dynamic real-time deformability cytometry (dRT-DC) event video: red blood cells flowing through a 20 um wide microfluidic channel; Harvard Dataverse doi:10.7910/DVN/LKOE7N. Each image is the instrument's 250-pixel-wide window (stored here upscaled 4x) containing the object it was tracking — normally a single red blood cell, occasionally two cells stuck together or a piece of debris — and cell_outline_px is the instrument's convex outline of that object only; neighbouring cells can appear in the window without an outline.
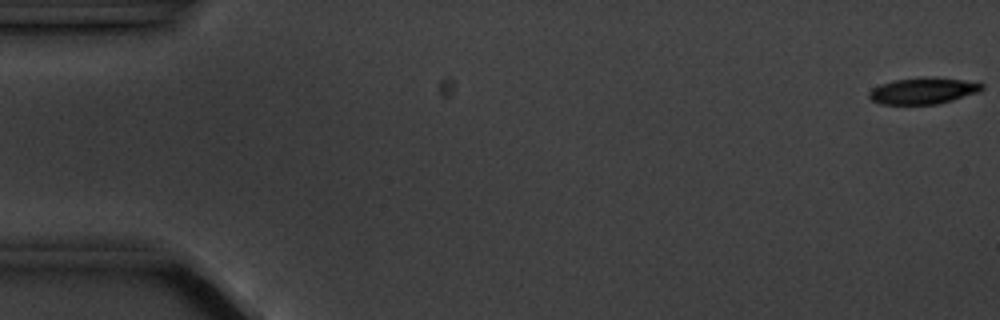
{"species": "common noctule bat (a hibernating species)", "species_latin": "Nyctalus noctula", "temperature_condition": "cold", "stored_images_in_passage": 8, "camera_frame_rate_fps": 3000, "um_per_image_px": 0.085, "animal": {"sex": "male", "body_mass_g": 20.1, "forearm_length_mm": 53.5}, "frame": {"image": 1, "passage_image": 1, "time_ms": 0.0, "image_size_px": [1000, 320], "cell_outline_px": [[984, 88], [980, 92], [952, 100], [936, 104], [880, 104], [872, 100], [868, 96], [868, 92], [872, 88], [880, 84], [892, 80], [964, 80], [984, 84]], "centroid_in_image_um": [78.43, 7.77], "position_along_channel_um": 6.6, "area_um2": 16.47}}
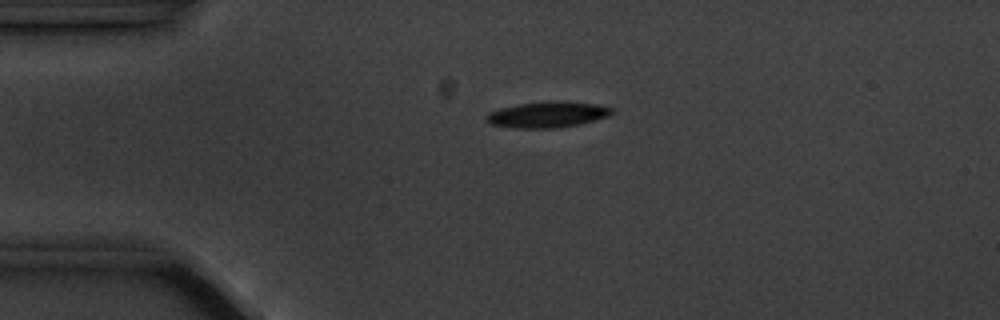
{"frame": {"image": 2, "passage_image": 4, "time_ms": 4.0, "image_size_px": [1000, 320], "cell_outline_px": [[612, 112], [608, 116], [576, 124], [556, 128], [512, 128], [488, 124], [484, 120], [484, 116], [488, 112], [500, 108], [516, 104], [548, 100], [564, 100], [596, 104], [612, 108]], "centroid_in_image_um": [46.43, 9.72], "position_along_channel_um": 38.6, "area_um2": 19.25}}